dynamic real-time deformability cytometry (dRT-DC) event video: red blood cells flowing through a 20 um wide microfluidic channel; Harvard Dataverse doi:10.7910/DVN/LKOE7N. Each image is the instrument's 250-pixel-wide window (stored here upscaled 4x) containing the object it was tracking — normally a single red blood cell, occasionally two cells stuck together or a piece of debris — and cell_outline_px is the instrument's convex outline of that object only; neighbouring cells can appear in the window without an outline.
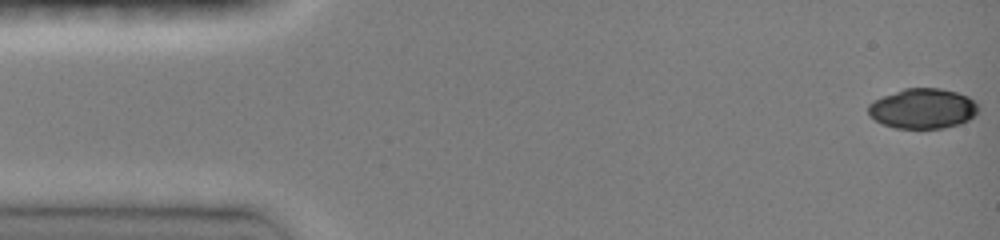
{"species": "common noctule bat (a hibernating species)", "species_latin": "Nyctalus noctula", "temperature_condition": "room temperature", "stored_images_in_passage": 46, "camera_frame_rate_fps": 3000, "um_per_image_px": 0.085, "animal": {"sex": "female", "body_mass_g": 19.0, "forearm_length_mm": 51.5}, "frame": {"image": 1, "passage_image": 1, "time_ms": 0.0, "image_size_px": [1000, 240], "cell_outline_px": [[980, 108], [968, 120], [960, 124], [944, 128], [896, 128], [884, 124], [876, 120], [868, 112], [868, 104], [872, 100], [904, 88], [940, 88], [956, 92], [968, 96]], "centroid_in_image_um": [78.43, 9.22], "position_along_channel_um": 6.6, "area_um2": 25.61}}
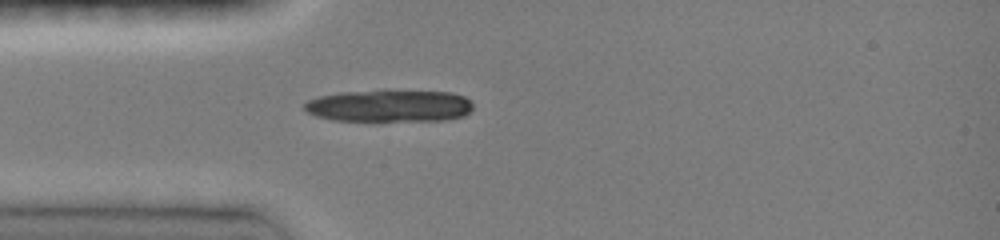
{"frame": {"image": 2, "passage_image": 13, "time_ms": 4.0, "image_size_px": [1000, 240], "cell_outline_px": [[472, 108], [464, 116], [444, 120], [372, 124], [332, 120], [316, 116], [308, 112], [304, 108], [304, 104], [308, 100], [320, 96], [340, 92], [384, 88], [452, 92], [464, 96], [472, 100]], "centroid_in_image_um": [33.1, 9.01], "position_along_channel_um": 51.9, "area_um2": 33.99}}
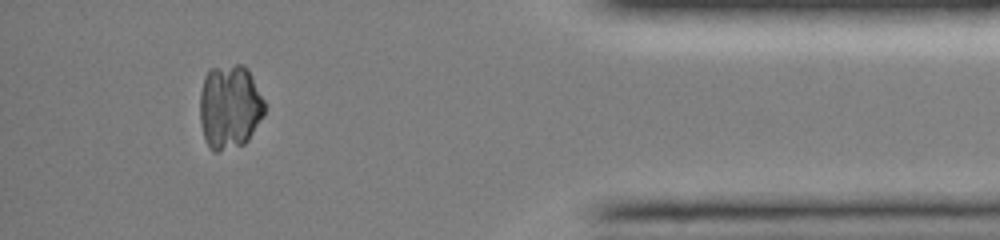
{"frame": {"image": 3, "passage_image": 42, "time_ms": 13.667, "image_size_px": [1000, 240], "cell_outline_px": [[264, 116], [248, 140], [244, 144], [216, 152], [208, 144], [204, 136], [200, 124], [200, 92], [204, 76], [208, 68], [236, 64], [244, 64], [248, 68], [264, 100]], "centroid_in_image_um": [19.52, 9.04], "position_along_channel_um": 415.7, "area_um2": 32.02}}